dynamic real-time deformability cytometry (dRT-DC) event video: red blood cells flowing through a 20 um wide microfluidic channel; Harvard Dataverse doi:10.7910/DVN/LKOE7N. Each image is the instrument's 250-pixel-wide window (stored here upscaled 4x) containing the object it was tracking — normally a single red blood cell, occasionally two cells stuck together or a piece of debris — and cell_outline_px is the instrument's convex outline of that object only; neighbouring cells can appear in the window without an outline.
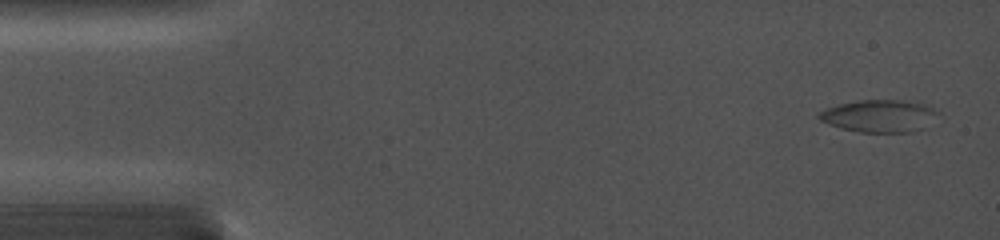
{"species": "common noctule bat (a hibernating species)", "species_latin": "Nyctalus noctula", "temperature_condition": "cold", "stored_images_in_passage": 24, "camera_frame_rate_fps": 5000, "um_per_image_px": 0.085, "animal": {"sex": "female", "body_mass_g": 19.0, "forearm_length_mm": 56.7}, "frame": {"image": 1, "passage_image": 1, "time_ms": 0.0, "image_size_px": [1000, 240], "cell_outline_px": [[940, 112], [924, 128], [912, 132], [860, 132], [840, 128], [828, 124], [820, 120], [816, 116], [816, 112], [840, 104], [860, 100], [900, 100], [924, 104]], "centroid_in_image_um": [74.71, 9.86], "position_along_channel_um": 10.3, "area_um2": 22.37}}
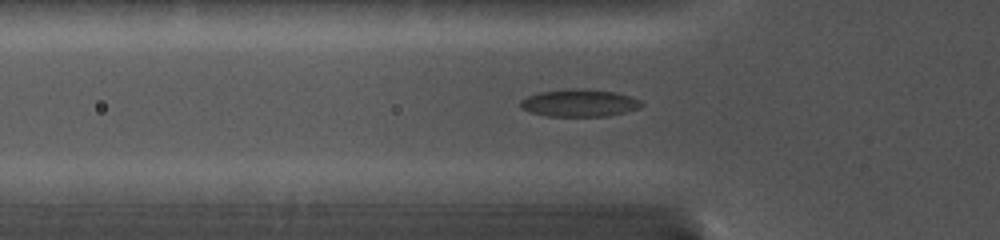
{"frame": {"image": 2, "passage_image": 8, "time_ms": 5.2, "image_size_px": [1000, 240], "cell_outline_px": [[644, 104], [640, 108], [608, 116], [548, 116], [532, 112], [520, 108], [520, 100], [528, 96], [540, 92], [568, 88], [580, 88], [616, 92], [640, 100]], "centroid_in_image_um": [49.24, 8.75], "position_along_channel_um": 76.6, "area_um2": 19.31}}
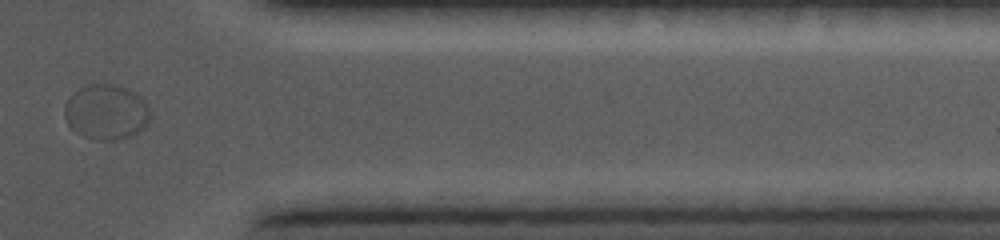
{"frame": {"image": 3, "passage_image": 21, "time_ms": 14.2, "image_size_px": [1000, 240], "cell_outline_px": [[152, 116], [148, 124], [144, 128], [132, 136], [116, 140], [100, 140], [80, 136], [68, 124], [64, 116], [64, 108], [68, 96], [72, 92], [88, 84], [116, 84], [128, 88], [136, 92], [148, 104]], "centroid_in_image_um": [9.05, 9.52], "position_along_channel_um": 402.3, "area_um2": 28.21}}